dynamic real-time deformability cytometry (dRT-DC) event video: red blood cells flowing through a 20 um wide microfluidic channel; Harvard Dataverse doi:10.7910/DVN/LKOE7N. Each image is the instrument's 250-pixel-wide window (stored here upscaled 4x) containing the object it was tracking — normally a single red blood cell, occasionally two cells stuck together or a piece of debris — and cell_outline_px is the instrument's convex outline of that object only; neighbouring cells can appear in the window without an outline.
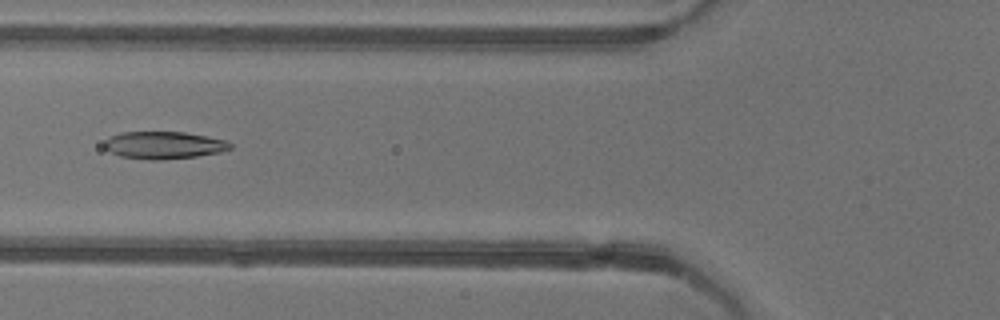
{"species": "common noctule bat (a hibernating species)", "species_latin": "Nyctalus noctula", "temperature_condition": "warm", "stored_images_in_passage": 52, "camera_frame_rate_fps": 3000, "um_per_image_px": 0.085, "animal": {"sex": "female"}, "frame": {"image": 1, "passage_image": 20, "time_ms": 6.333, "image_size_px": [1000, 320], "cell_outline_px": [[232, 148], [220, 152], [196, 156], [160, 160], [148, 160], [120, 156], [104, 148], [104, 140], [120, 132], [184, 132], [228, 140], [232, 144]], "centroid_in_image_um": [13.93, 12.34], "position_along_channel_um": 111.9, "area_um2": 20.11}}
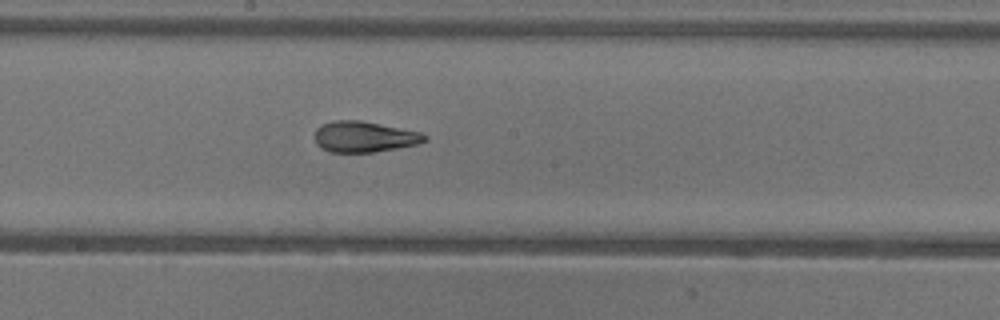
{"frame": {"image": 2, "passage_image": 28, "time_ms": 9.0, "image_size_px": [1000, 320], "cell_outline_px": [[428, 140], [420, 144], [372, 152], [328, 152], [320, 148], [316, 144], [316, 128], [320, 124], [332, 120], [360, 120], [420, 132], [428, 136]], "centroid_in_image_um": [30.95, 11.62], "position_along_channel_um": 217.3, "area_um2": 19.88}}
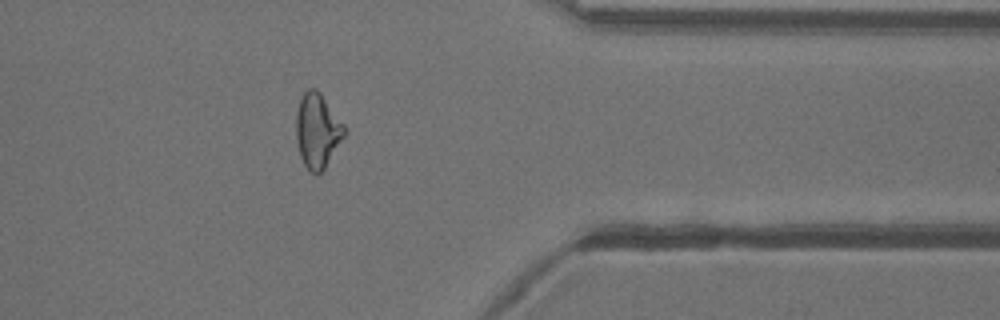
{"frame": {"image": 3, "passage_image": 42, "time_ms": 13.667, "image_size_px": [1000, 320], "cell_outline_px": [[344, 136], [324, 168], [320, 172], [312, 172], [304, 164], [300, 156], [296, 140], [296, 112], [300, 100], [304, 92], [308, 88], [316, 88], [320, 92], [344, 124]], "centroid_in_image_um": [26.95, 11.06], "position_along_channel_um": 384.4, "area_um2": 20.58}, "authors_computed_cell_mechanics": {"area_um2": 20.7502, "velocity_mm_per_s": 3.9361, "shape_relaxation_time_tau1_ms": 8.0643, "shape_relaxation_time_tau2_ms": 1.7559, "deformation_change_tau1": 0.261, "deformation_change_tau2": 0.1015}}